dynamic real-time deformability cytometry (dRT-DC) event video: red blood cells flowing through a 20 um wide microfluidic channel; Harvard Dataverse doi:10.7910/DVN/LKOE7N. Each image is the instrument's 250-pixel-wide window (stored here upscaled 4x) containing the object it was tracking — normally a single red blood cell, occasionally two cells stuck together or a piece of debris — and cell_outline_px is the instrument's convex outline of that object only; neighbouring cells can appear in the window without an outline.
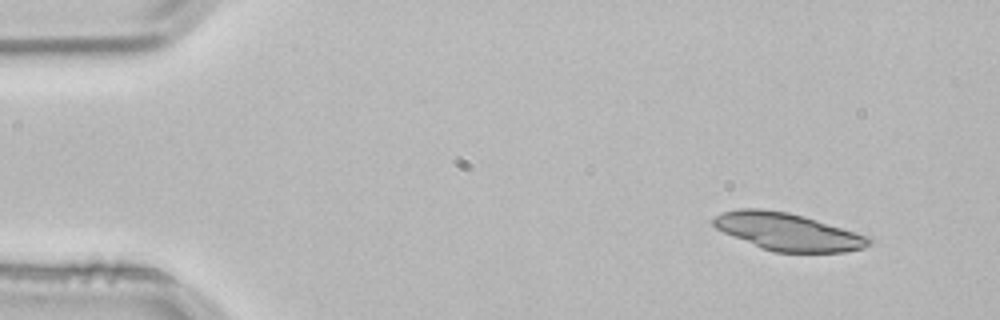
{"species": "common noctule bat (a hibernating species)", "species_latin": "Nyctalus noctula", "temperature_condition": "room temperature", "stored_images_in_passage": 3, "camera_frame_rate_fps": 3000, "um_per_image_px": 0.085, "animal": {"sex": "male", "body_mass_g": 21.5, "forearm_length_mm": 52.0}, "frame": {"image": 1, "passage_image": 1, "time_ms": 0.0, "image_size_px": [1000, 320], "cell_outline_px": [[872, 244], [864, 248], [844, 252], [776, 252], [764, 248], [724, 232], [716, 228], [712, 224], [712, 220], [716, 216], [724, 212], [740, 208], [760, 208], [788, 212], [804, 216], [872, 236]], "centroid_in_image_um": [67.05, 19.69], "position_along_channel_um": 18.0, "area_um2": 33.76}}